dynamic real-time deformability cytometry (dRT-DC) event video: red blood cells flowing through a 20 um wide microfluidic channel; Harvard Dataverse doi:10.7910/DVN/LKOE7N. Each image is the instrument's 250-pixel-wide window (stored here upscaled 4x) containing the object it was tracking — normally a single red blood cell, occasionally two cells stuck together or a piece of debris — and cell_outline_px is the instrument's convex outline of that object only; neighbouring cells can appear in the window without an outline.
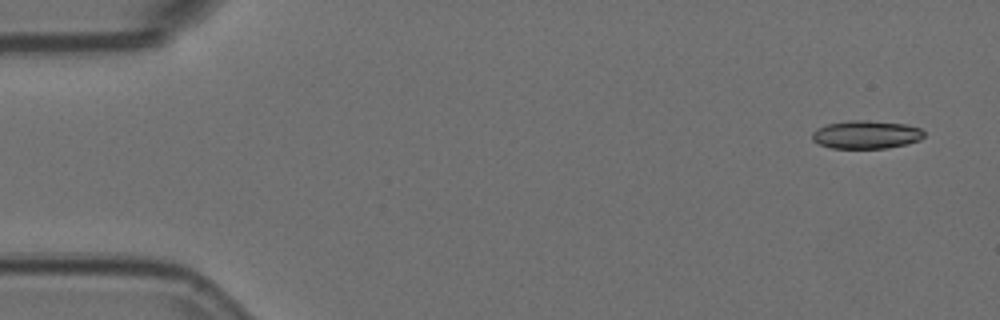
{"species": "Egyptian fruit bat (a non-hibernating species)", "species_latin": "Rousettus aegyptiacus", "temperature_condition": "room temperature", "stored_images_in_passage": 4, "camera_frame_rate_fps": 3000, "um_per_image_px": 0.085, "animal": {"sex": "female"}, "frame": {"image": 1, "passage_image": 1, "time_ms": 0.0, "image_size_px": [1000, 320], "cell_outline_px": [[924, 136], [920, 140], [888, 148], [832, 148], [820, 144], [812, 140], [812, 132], [816, 128], [828, 124], [848, 120], [868, 120], [904, 124], [920, 128], [924, 132]], "centroid_in_image_um": [73.6, 11.43], "position_along_channel_um": 11.4, "area_um2": 18.32}}
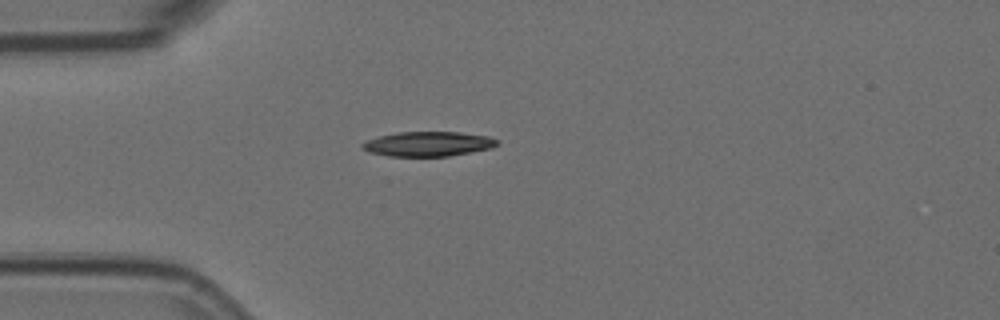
{"frame": {"image": 2, "passage_image": 4, "time_ms": 1.0, "image_size_px": [1000, 320], "cell_outline_px": [[500, 144], [492, 148], [448, 156], [388, 156], [368, 152], [360, 148], [360, 144], [364, 140], [396, 132], [460, 132], [488, 136], [500, 140]], "centroid_in_image_um": [36.37, 12.23], "position_along_channel_um": 48.6, "area_um2": 19.65}}